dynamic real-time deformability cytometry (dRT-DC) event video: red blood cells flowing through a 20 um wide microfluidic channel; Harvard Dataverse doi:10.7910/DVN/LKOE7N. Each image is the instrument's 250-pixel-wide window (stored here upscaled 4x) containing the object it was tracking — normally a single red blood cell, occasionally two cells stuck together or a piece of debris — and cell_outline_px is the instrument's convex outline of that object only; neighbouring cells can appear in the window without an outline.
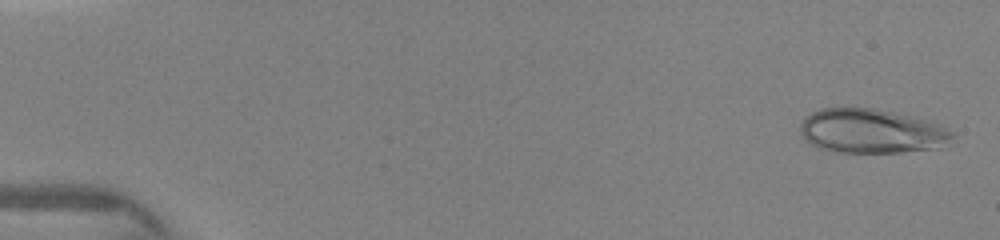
{"species": "human", "species_latin": "Homo sapiens", "temperature_condition": "warm", "stored_images_in_passage": 13, "camera_frame_rate_fps": 3000, "um_per_image_px": 0.085, "donor": {"sex": "female"}, "frame": {"image": 1, "passage_image": 1, "time_ms": 0.0, "image_size_px": [1000, 240], "cell_outline_px": [[956, 136], [944, 148], [900, 152], [836, 152], [820, 148], [804, 140], [800, 132], [800, 124], [804, 116], [820, 108], [876, 108], [928, 120], [940, 124], [956, 132]], "centroid_in_image_um": [74.13, 11.15], "position_along_channel_um": 10.9, "area_um2": 39.88}}